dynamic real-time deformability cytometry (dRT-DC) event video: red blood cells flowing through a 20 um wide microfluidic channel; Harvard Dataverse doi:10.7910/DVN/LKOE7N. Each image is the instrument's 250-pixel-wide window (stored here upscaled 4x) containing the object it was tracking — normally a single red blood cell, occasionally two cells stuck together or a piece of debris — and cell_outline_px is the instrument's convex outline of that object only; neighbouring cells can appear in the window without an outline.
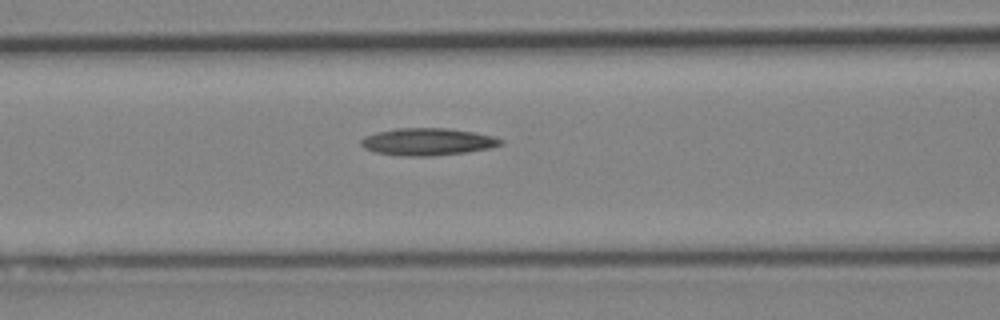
{"species": "Egyptian fruit bat (a non-hibernating species)", "species_latin": "Rousettus aegyptiacus", "temperature_condition": "cold", "stored_images_in_passage": 6, "camera_frame_rate_fps": 3000, "um_per_image_px": 0.085, "animal": {"sex": "female"}, "frame": {"image": 1, "passage_image": 6, "time_ms": 6.0, "image_size_px": [1000, 320], "cell_outline_px": [[504, 144], [492, 148], [468, 152], [432, 156], [404, 156], [376, 152], [364, 148], [360, 144], [360, 140], [364, 136], [376, 132], [396, 128], [448, 128], [472, 132], [492, 136], [504, 140]], "centroid_in_image_um": [36.36, 12.05], "position_along_channel_um": 130.2, "area_um2": 22.31}}